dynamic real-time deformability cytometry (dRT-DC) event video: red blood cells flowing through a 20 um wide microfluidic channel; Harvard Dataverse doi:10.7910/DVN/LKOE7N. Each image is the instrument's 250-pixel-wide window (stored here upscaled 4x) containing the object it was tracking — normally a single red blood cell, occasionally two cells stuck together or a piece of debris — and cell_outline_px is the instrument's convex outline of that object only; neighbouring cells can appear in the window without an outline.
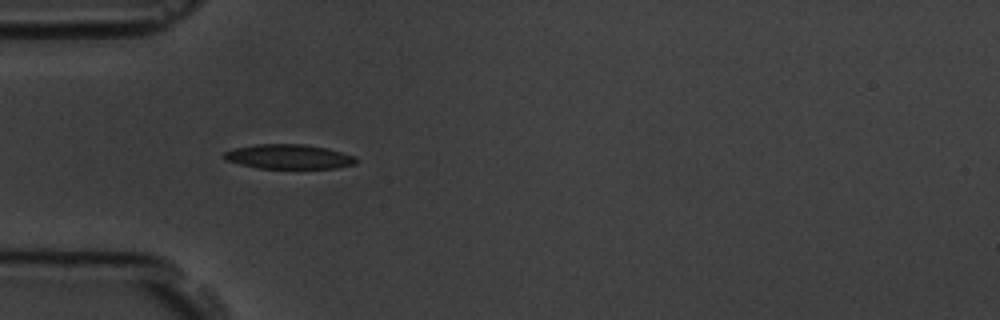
{"species": "common noctule bat (a hibernating species)", "species_latin": "Nyctalus noctula", "temperature_condition": "room temperature", "stored_images_in_passage": 3, "camera_frame_rate_fps": 3000, "um_per_image_px": 0.085, "animal": {"sex": "male", "body_mass_g": 19.5, "forearm_length_mm": 54.6}, "frame": {"image": 1, "passage_image": 2, "time_ms": 1.0, "image_size_px": [1000, 320], "cell_outline_px": [[356, 164], [336, 168], [256, 168], [224, 160], [224, 152], [236, 148], [256, 144], [304, 144], [328, 148], [352, 156], [356, 160]], "centroid_in_image_um": [24.52, 13.32], "position_along_channel_um": 60.5, "area_um2": 18.73}}
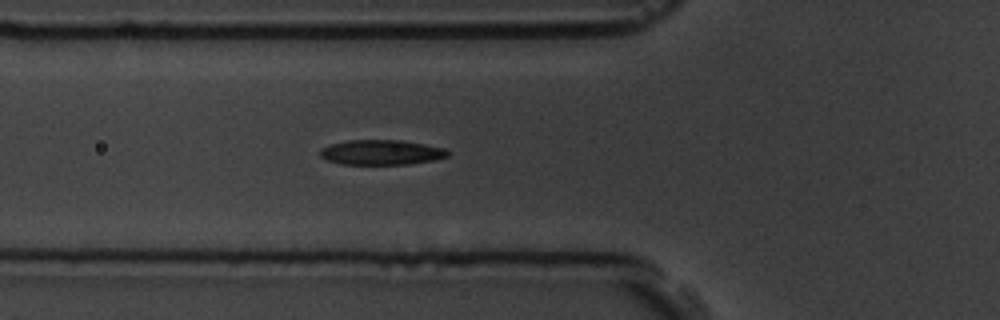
{"frame": {"image": 2, "passage_image": 3, "time_ms": 2.0, "image_size_px": [1000, 320], "cell_outline_px": [[448, 156], [436, 160], [408, 164], [340, 164], [328, 160], [320, 156], [320, 148], [332, 144], [348, 140], [400, 140], [424, 144], [444, 148], [448, 152]], "centroid_in_image_um": [32.41, 12.95], "position_along_channel_um": 93.4, "area_um2": 18.5}}